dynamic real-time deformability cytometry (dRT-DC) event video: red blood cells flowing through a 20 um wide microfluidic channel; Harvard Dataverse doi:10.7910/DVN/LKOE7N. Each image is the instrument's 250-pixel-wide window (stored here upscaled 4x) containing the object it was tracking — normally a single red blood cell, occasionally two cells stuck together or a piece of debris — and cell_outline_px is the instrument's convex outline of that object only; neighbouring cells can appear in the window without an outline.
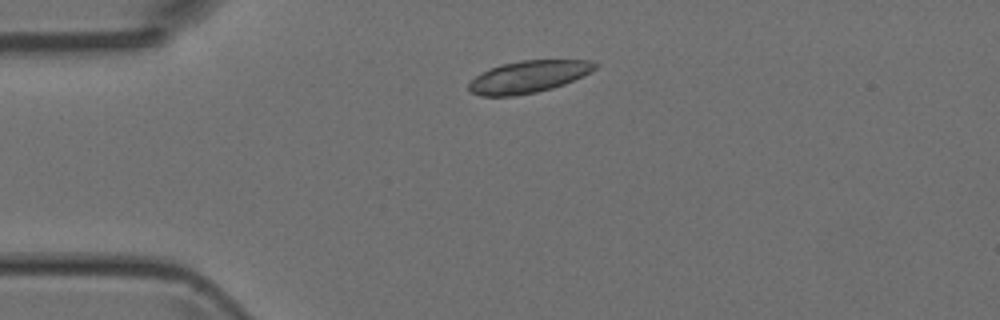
{"species": "Egyptian fruit bat (a non-hibernating species)", "species_latin": "Rousettus aegyptiacus", "temperature_condition": "room temperature", "stored_images_in_passage": 3, "segment_of_instrument_passage": [1, 2], "camera_frame_rate_fps": 3000, "um_per_image_px": 0.085, "animal": {"sex": "female"}, "frame": {"image": 1, "passage_image": 2, "time_ms": 1.333, "image_size_px": [1000, 320], "cell_outline_px": [[596, 68], [584, 76], [564, 84], [552, 88], [536, 92], [516, 96], [480, 96], [468, 92], [468, 84], [480, 72], [500, 64], [520, 60], [592, 60], [596, 64]], "centroid_in_image_um": [44.88, 6.53], "position_along_channel_um": 40.1, "area_um2": 23.81}}